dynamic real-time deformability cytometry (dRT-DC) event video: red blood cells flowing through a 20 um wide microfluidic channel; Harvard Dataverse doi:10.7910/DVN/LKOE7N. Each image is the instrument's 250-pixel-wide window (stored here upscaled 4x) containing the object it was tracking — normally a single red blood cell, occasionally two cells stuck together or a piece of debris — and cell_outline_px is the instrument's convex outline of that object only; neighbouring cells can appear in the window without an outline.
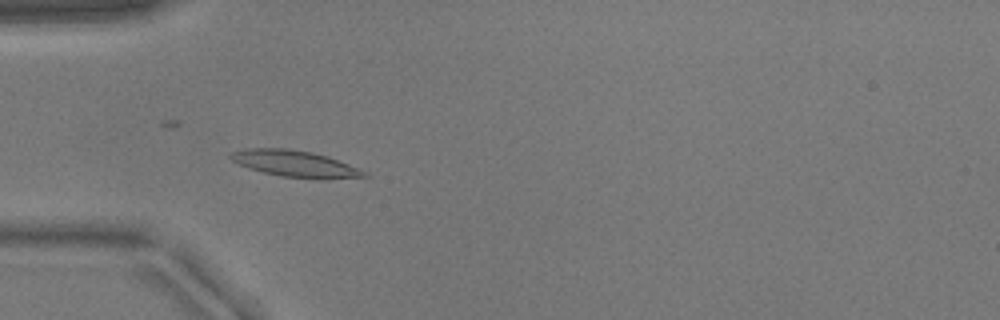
{"species": "common noctule bat (a hibernating species)", "species_latin": "Nyctalus noctula", "temperature_condition": "warm", "stored_images_in_passage": 52, "camera_frame_rate_fps": 3000, "um_per_image_px": 0.085, "animal": {"sex": "male", "body_mass_g": 17.9}, "frame": {"image": 1, "passage_image": 16, "time_ms": 5.0, "image_size_px": [1000, 320], "cell_outline_px": [[368, 176], [320, 180], [280, 176], [248, 168], [232, 160], [228, 156], [232, 152], [244, 148], [288, 148], [312, 152], [328, 156], [368, 172]], "centroid_in_image_um": [25.1, 13.92], "position_along_channel_um": 59.9, "area_um2": 20.75}}
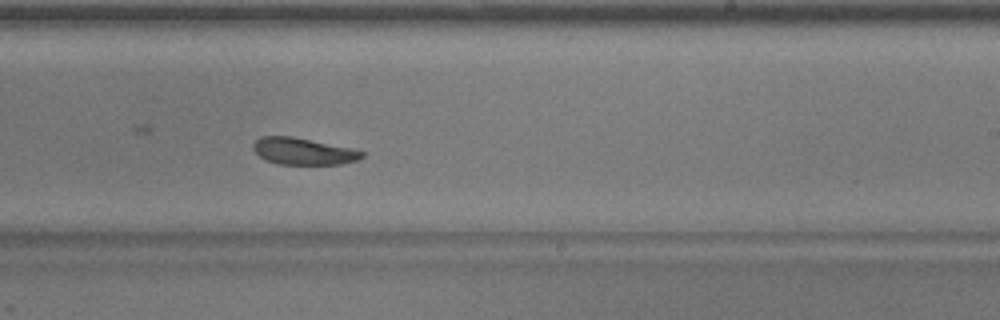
{"frame": {"image": 2, "passage_image": 32, "time_ms": 10.333, "image_size_px": [1000, 320], "cell_outline_px": [[364, 156], [356, 160], [340, 164], [280, 164], [264, 160], [252, 148], [252, 144], [260, 136], [292, 136], [352, 148], [364, 152]], "centroid_in_image_um": [25.75, 12.85], "position_along_channel_um": 263.3, "area_um2": 16.94}}
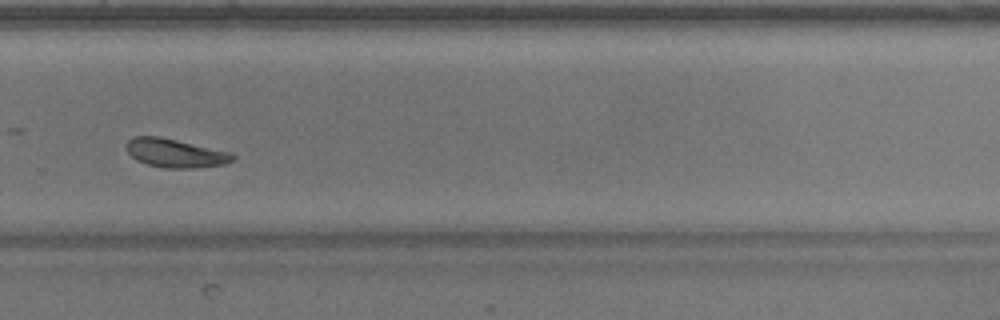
{"frame": {"image": 3, "passage_image": 36, "time_ms": 11.667, "image_size_px": [1000, 320], "cell_outline_px": [[236, 156], [232, 160], [224, 164], [192, 168], [168, 168], [148, 164], [136, 160], [128, 152], [124, 144], [132, 136], [160, 136], [232, 152]], "centroid_in_image_um": [14.88, 12.99], "position_along_channel_um": 314.9, "area_um2": 17.8}}